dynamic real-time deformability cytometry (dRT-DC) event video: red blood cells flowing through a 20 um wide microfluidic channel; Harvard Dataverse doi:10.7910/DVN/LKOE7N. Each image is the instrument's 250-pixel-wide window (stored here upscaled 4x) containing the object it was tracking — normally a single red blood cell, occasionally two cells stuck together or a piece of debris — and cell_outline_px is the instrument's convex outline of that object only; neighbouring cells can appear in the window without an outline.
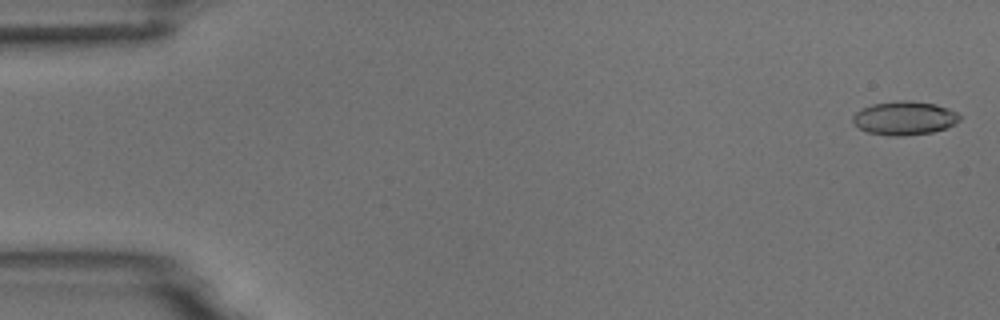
{"species": "common noctule bat (a hibernating species)", "species_latin": "Nyctalus noctula", "temperature_condition": "room temperature", "stored_images_in_passage": 55, "camera_frame_rate_fps": 3000, "um_per_image_px": 0.085, "animal": {"sex": "male", "body_mass_g": 18.8}, "frame": {"image": 1, "passage_image": 2, "time_ms": 0.333, "image_size_px": [1000, 320], "cell_outline_px": [[960, 120], [956, 124], [932, 132], [904, 136], [888, 136], [868, 132], [860, 128], [852, 120], [852, 116], [860, 108], [872, 104], [904, 100], [912, 100], [936, 104], [948, 108], [956, 112], [960, 116]], "centroid_in_image_um": [76.88, 10.03], "position_along_channel_um": 8.1, "area_um2": 21.04}}
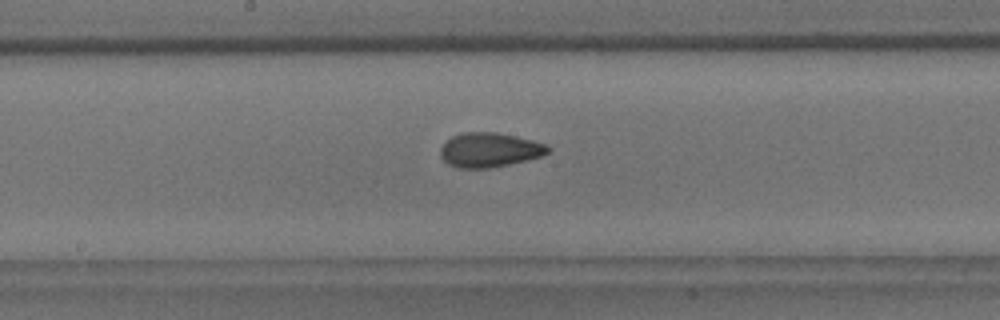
{"frame": {"image": 2, "passage_image": 29, "time_ms": 9.333, "image_size_px": [1000, 320], "cell_outline_px": [[552, 148], [548, 152], [540, 156], [508, 164], [488, 168], [460, 168], [448, 164], [440, 156], [440, 148], [452, 136], [464, 132], [496, 132], [532, 140], [544, 144]], "centroid_in_image_um": [41.58, 12.74], "position_along_channel_um": 206.6, "area_um2": 21.27}}
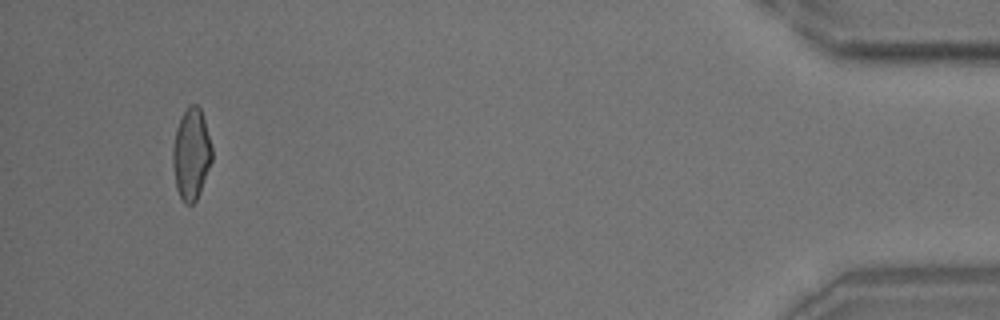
{"frame": {"image": 3, "passage_image": 52, "time_ms": 17.0, "image_size_px": [1000, 320], "cell_outline_px": [[212, 160], [200, 192], [196, 200], [192, 204], [184, 204], [176, 188], [172, 164], [172, 148], [176, 128], [188, 104], [196, 104], [200, 108], [204, 120], [212, 148]], "centroid_in_image_um": [16.24, 13.11], "position_along_channel_um": 419.0, "area_um2": 20.81}, "authors_computed_cell_mechanics": {"area_um2": 20.808, "velocity_mm_per_s": 3.7315, "shape_relaxation_time_tau1_ms": 5.6142, "shape_relaxation_time_tau2_ms": 1.3896, "deformation_change_tau1": 0.1554, "deformation_change_tau2": 0.0608}}